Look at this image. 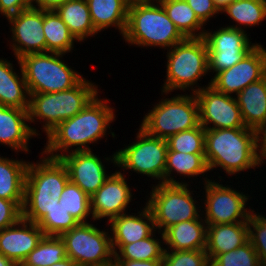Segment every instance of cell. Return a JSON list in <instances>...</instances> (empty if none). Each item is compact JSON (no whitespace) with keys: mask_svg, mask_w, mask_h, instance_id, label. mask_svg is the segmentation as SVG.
<instances>
[{"mask_svg":"<svg viewBox=\"0 0 266 266\" xmlns=\"http://www.w3.org/2000/svg\"><path fill=\"white\" fill-rule=\"evenodd\" d=\"M29 124L28 110L0 104V144L7 145L15 152H29V140L38 130Z\"/></svg>","mask_w":266,"mask_h":266,"instance_id":"cell-20","label":"cell"},{"mask_svg":"<svg viewBox=\"0 0 266 266\" xmlns=\"http://www.w3.org/2000/svg\"><path fill=\"white\" fill-rule=\"evenodd\" d=\"M193 9L198 19L205 25L210 18H215L216 14L221 13L215 6L213 0H185ZM215 15V16H214Z\"/></svg>","mask_w":266,"mask_h":266,"instance_id":"cell-43","label":"cell"},{"mask_svg":"<svg viewBox=\"0 0 266 266\" xmlns=\"http://www.w3.org/2000/svg\"><path fill=\"white\" fill-rule=\"evenodd\" d=\"M266 49L258 43L240 62L211 78V86L227 95L240 93L249 84L264 78Z\"/></svg>","mask_w":266,"mask_h":266,"instance_id":"cell-14","label":"cell"},{"mask_svg":"<svg viewBox=\"0 0 266 266\" xmlns=\"http://www.w3.org/2000/svg\"><path fill=\"white\" fill-rule=\"evenodd\" d=\"M166 57L167 70L161 89L162 95L179 89L184 92L191 89V93H196L204 88L198 86V81H201L199 79L209 72L207 43L204 37L185 38L168 49Z\"/></svg>","mask_w":266,"mask_h":266,"instance_id":"cell-5","label":"cell"},{"mask_svg":"<svg viewBox=\"0 0 266 266\" xmlns=\"http://www.w3.org/2000/svg\"><path fill=\"white\" fill-rule=\"evenodd\" d=\"M205 31L208 71L215 75L240 62L258 43H251L246 30L221 27ZM212 70V71H211Z\"/></svg>","mask_w":266,"mask_h":266,"instance_id":"cell-12","label":"cell"},{"mask_svg":"<svg viewBox=\"0 0 266 266\" xmlns=\"http://www.w3.org/2000/svg\"><path fill=\"white\" fill-rule=\"evenodd\" d=\"M52 201L51 194L24 193L22 218L37 224L49 211Z\"/></svg>","mask_w":266,"mask_h":266,"instance_id":"cell-39","label":"cell"},{"mask_svg":"<svg viewBox=\"0 0 266 266\" xmlns=\"http://www.w3.org/2000/svg\"><path fill=\"white\" fill-rule=\"evenodd\" d=\"M161 5L185 38L204 37L206 25L198 19L185 0H165Z\"/></svg>","mask_w":266,"mask_h":266,"instance_id":"cell-32","label":"cell"},{"mask_svg":"<svg viewBox=\"0 0 266 266\" xmlns=\"http://www.w3.org/2000/svg\"><path fill=\"white\" fill-rule=\"evenodd\" d=\"M128 214H121L109 221L111 244H130L156 232L152 212L146 204L137 216L136 213Z\"/></svg>","mask_w":266,"mask_h":266,"instance_id":"cell-21","label":"cell"},{"mask_svg":"<svg viewBox=\"0 0 266 266\" xmlns=\"http://www.w3.org/2000/svg\"><path fill=\"white\" fill-rule=\"evenodd\" d=\"M205 160L209 171L220 167L230 176L260 167L254 130L248 127L205 129Z\"/></svg>","mask_w":266,"mask_h":266,"instance_id":"cell-2","label":"cell"},{"mask_svg":"<svg viewBox=\"0 0 266 266\" xmlns=\"http://www.w3.org/2000/svg\"><path fill=\"white\" fill-rule=\"evenodd\" d=\"M246 127L255 130L266 123V79L246 86L235 97Z\"/></svg>","mask_w":266,"mask_h":266,"instance_id":"cell-26","label":"cell"},{"mask_svg":"<svg viewBox=\"0 0 266 266\" xmlns=\"http://www.w3.org/2000/svg\"><path fill=\"white\" fill-rule=\"evenodd\" d=\"M130 3H132V2H142V1H146V2H148V0H128Z\"/></svg>","mask_w":266,"mask_h":266,"instance_id":"cell-52","label":"cell"},{"mask_svg":"<svg viewBox=\"0 0 266 266\" xmlns=\"http://www.w3.org/2000/svg\"><path fill=\"white\" fill-rule=\"evenodd\" d=\"M190 94H176L171 98L161 99L143 117L140 127L149 135L164 140L181 131L198 127V102L195 93Z\"/></svg>","mask_w":266,"mask_h":266,"instance_id":"cell-7","label":"cell"},{"mask_svg":"<svg viewBox=\"0 0 266 266\" xmlns=\"http://www.w3.org/2000/svg\"><path fill=\"white\" fill-rule=\"evenodd\" d=\"M95 30L115 27L123 37L128 20V0H86Z\"/></svg>","mask_w":266,"mask_h":266,"instance_id":"cell-24","label":"cell"},{"mask_svg":"<svg viewBox=\"0 0 266 266\" xmlns=\"http://www.w3.org/2000/svg\"><path fill=\"white\" fill-rule=\"evenodd\" d=\"M205 199L204 211L202 214L207 224H231L247 222L254 211L248 205V194L239 192L231 186L220 184L204 177ZM249 209V210H248Z\"/></svg>","mask_w":266,"mask_h":266,"instance_id":"cell-11","label":"cell"},{"mask_svg":"<svg viewBox=\"0 0 266 266\" xmlns=\"http://www.w3.org/2000/svg\"><path fill=\"white\" fill-rule=\"evenodd\" d=\"M210 266H263V264L248 240L235 250L218 254L210 262Z\"/></svg>","mask_w":266,"mask_h":266,"instance_id":"cell-38","label":"cell"},{"mask_svg":"<svg viewBox=\"0 0 266 266\" xmlns=\"http://www.w3.org/2000/svg\"><path fill=\"white\" fill-rule=\"evenodd\" d=\"M135 142L119 149L112 156L105 158L119 170H131L164 183L167 158V141L149 135L141 127L138 129Z\"/></svg>","mask_w":266,"mask_h":266,"instance_id":"cell-9","label":"cell"},{"mask_svg":"<svg viewBox=\"0 0 266 266\" xmlns=\"http://www.w3.org/2000/svg\"><path fill=\"white\" fill-rule=\"evenodd\" d=\"M264 78L266 79V67H265V72H264Z\"/></svg>","mask_w":266,"mask_h":266,"instance_id":"cell-54","label":"cell"},{"mask_svg":"<svg viewBox=\"0 0 266 266\" xmlns=\"http://www.w3.org/2000/svg\"><path fill=\"white\" fill-rule=\"evenodd\" d=\"M98 95L79 113L62 121L46 136L47 142L45 149L42 150L43 155L60 159L72 152L91 151L89 145L107 135L110 123L114 122L116 115L114 107L111 108L108 105L109 100L98 98Z\"/></svg>","mask_w":266,"mask_h":266,"instance_id":"cell-1","label":"cell"},{"mask_svg":"<svg viewBox=\"0 0 266 266\" xmlns=\"http://www.w3.org/2000/svg\"><path fill=\"white\" fill-rule=\"evenodd\" d=\"M256 156L259 164L266 163V123L260 125L255 130Z\"/></svg>","mask_w":266,"mask_h":266,"instance_id":"cell-45","label":"cell"},{"mask_svg":"<svg viewBox=\"0 0 266 266\" xmlns=\"http://www.w3.org/2000/svg\"><path fill=\"white\" fill-rule=\"evenodd\" d=\"M50 266H80V265L70 258H64L62 261L57 262Z\"/></svg>","mask_w":266,"mask_h":266,"instance_id":"cell-49","label":"cell"},{"mask_svg":"<svg viewBox=\"0 0 266 266\" xmlns=\"http://www.w3.org/2000/svg\"><path fill=\"white\" fill-rule=\"evenodd\" d=\"M69 180L91 197L110 176L101 158L91 151L72 152L60 158ZM107 173V174H106Z\"/></svg>","mask_w":266,"mask_h":266,"instance_id":"cell-18","label":"cell"},{"mask_svg":"<svg viewBox=\"0 0 266 266\" xmlns=\"http://www.w3.org/2000/svg\"><path fill=\"white\" fill-rule=\"evenodd\" d=\"M248 240L247 222L207 224L205 252L211 262L218 254L235 250Z\"/></svg>","mask_w":266,"mask_h":266,"instance_id":"cell-22","label":"cell"},{"mask_svg":"<svg viewBox=\"0 0 266 266\" xmlns=\"http://www.w3.org/2000/svg\"><path fill=\"white\" fill-rule=\"evenodd\" d=\"M31 4H33L36 0H28Z\"/></svg>","mask_w":266,"mask_h":266,"instance_id":"cell-53","label":"cell"},{"mask_svg":"<svg viewBox=\"0 0 266 266\" xmlns=\"http://www.w3.org/2000/svg\"><path fill=\"white\" fill-rule=\"evenodd\" d=\"M0 266H17L12 260L0 253Z\"/></svg>","mask_w":266,"mask_h":266,"instance_id":"cell-50","label":"cell"},{"mask_svg":"<svg viewBox=\"0 0 266 266\" xmlns=\"http://www.w3.org/2000/svg\"><path fill=\"white\" fill-rule=\"evenodd\" d=\"M221 13L227 14L231 20L236 22L235 25L226 27L244 30L243 25L247 29V26L260 25L261 21L266 19V2L264 0H235Z\"/></svg>","mask_w":266,"mask_h":266,"instance_id":"cell-33","label":"cell"},{"mask_svg":"<svg viewBox=\"0 0 266 266\" xmlns=\"http://www.w3.org/2000/svg\"><path fill=\"white\" fill-rule=\"evenodd\" d=\"M43 236L38 224L21 218L15 225L0 230V253L20 266Z\"/></svg>","mask_w":266,"mask_h":266,"instance_id":"cell-19","label":"cell"},{"mask_svg":"<svg viewBox=\"0 0 266 266\" xmlns=\"http://www.w3.org/2000/svg\"><path fill=\"white\" fill-rule=\"evenodd\" d=\"M55 11L78 42L98 34L92 24L86 0H68Z\"/></svg>","mask_w":266,"mask_h":266,"instance_id":"cell-28","label":"cell"},{"mask_svg":"<svg viewBox=\"0 0 266 266\" xmlns=\"http://www.w3.org/2000/svg\"><path fill=\"white\" fill-rule=\"evenodd\" d=\"M124 173L116 170L105 180L104 184L90 197L92 220L112 218L127 213L133 195ZM127 207V208H126ZM126 211V212H125Z\"/></svg>","mask_w":266,"mask_h":266,"instance_id":"cell-16","label":"cell"},{"mask_svg":"<svg viewBox=\"0 0 266 266\" xmlns=\"http://www.w3.org/2000/svg\"><path fill=\"white\" fill-rule=\"evenodd\" d=\"M188 187L189 184L153 185L146 205L152 212L158 233L183 221L203 219L201 206L198 207L197 200L193 199L194 191Z\"/></svg>","mask_w":266,"mask_h":266,"instance_id":"cell-8","label":"cell"},{"mask_svg":"<svg viewBox=\"0 0 266 266\" xmlns=\"http://www.w3.org/2000/svg\"><path fill=\"white\" fill-rule=\"evenodd\" d=\"M59 203L69 212L79 223H87L90 211V197L76 184L70 180L65 185L59 198Z\"/></svg>","mask_w":266,"mask_h":266,"instance_id":"cell-36","label":"cell"},{"mask_svg":"<svg viewBox=\"0 0 266 266\" xmlns=\"http://www.w3.org/2000/svg\"><path fill=\"white\" fill-rule=\"evenodd\" d=\"M235 0H213L217 9L221 12L225 9L229 4H232Z\"/></svg>","mask_w":266,"mask_h":266,"instance_id":"cell-48","label":"cell"},{"mask_svg":"<svg viewBox=\"0 0 266 266\" xmlns=\"http://www.w3.org/2000/svg\"><path fill=\"white\" fill-rule=\"evenodd\" d=\"M40 159V162H29L24 193H46L59 200L69 181L67 167L60 159L46 157L42 152Z\"/></svg>","mask_w":266,"mask_h":266,"instance_id":"cell-17","label":"cell"},{"mask_svg":"<svg viewBox=\"0 0 266 266\" xmlns=\"http://www.w3.org/2000/svg\"><path fill=\"white\" fill-rule=\"evenodd\" d=\"M162 1H165V0H148V2L150 3H161Z\"/></svg>","mask_w":266,"mask_h":266,"instance_id":"cell-51","label":"cell"},{"mask_svg":"<svg viewBox=\"0 0 266 266\" xmlns=\"http://www.w3.org/2000/svg\"><path fill=\"white\" fill-rule=\"evenodd\" d=\"M209 171L205 154H191L175 151H167L166 167L164 173V184H187V182L177 181L173 172L186 177H198L205 175Z\"/></svg>","mask_w":266,"mask_h":266,"instance_id":"cell-29","label":"cell"},{"mask_svg":"<svg viewBox=\"0 0 266 266\" xmlns=\"http://www.w3.org/2000/svg\"><path fill=\"white\" fill-rule=\"evenodd\" d=\"M43 31L46 52L67 54L74 50V41L78 42L55 10H43Z\"/></svg>","mask_w":266,"mask_h":266,"instance_id":"cell-30","label":"cell"},{"mask_svg":"<svg viewBox=\"0 0 266 266\" xmlns=\"http://www.w3.org/2000/svg\"><path fill=\"white\" fill-rule=\"evenodd\" d=\"M67 258L60 236H43L20 266H50Z\"/></svg>","mask_w":266,"mask_h":266,"instance_id":"cell-34","label":"cell"},{"mask_svg":"<svg viewBox=\"0 0 266 266\" xmlns=\"http://www.w3.org/2000/svg\"><path fill=\"white\" fill-rule=\"evenodd\" d=\"M32 7L28 0H0V14L6 18Z\"/></svg>","mask_w":266,"mask_h":266,"instance_id":"cell-44","label":"cell"},{"mask_svg":"<svg viewBox=\"0 0 266 266\" xmlns=\"http://www.w3.org/2000/svg\"><path fill=\"white\" fill-rule=\"evenodd\" d=\"M37 224L44 236H60L79 222L65 210L59 200L54 199L47 214Z\"/></svg>","mask_w":266,"mask_h":266,"instance_id":"cell-35","label":"cell"},{"mask_svg":"<svg viewBox=\"0 0 266 266\" xmlns=\"http://www.w3.org/2000/svg\"><path fill=\"white\" fill-rule=\"evenodd\" d=\"M165 250H205L207 223L204 219L183 221L163 232Z\"/></svg>","mask_w":266,"mask_h":266,"instance_id":"cell-23","label":"cell"},{"mask_svg":"<svg viewBox=\"0 0 266 266\" xmlns=\"http://www.w3.org/2000/svg\"><path fill=\"white\" fill-rule=\"evenodd\" d=\"M125 42L142 47L171 49L185 37L168 17L161 3L132 2L128 7Z\"/></svg>","mask_w":266,"mask_h":266,"instance_id":"cell-3","label":"cell"},{"mask_svg":"<svg viewBox=\"0 0 266 266\" xmlns=\"http://www.w3.org/2000/svg\"><path fill=\"white\" fill-rule=\"evenodd\" d=\"M12 31L10 48L16 59L24 55L46 52L43 31V10L27 8L7 18Z\"/></svg>","mask_w":266,"mask_h":266,"instance_id":"cell-15","label":"cell"},{"mask_svg":"<svg viewBox=\"0 0 266 266\" xmlns=\"http://www.w3.org/2000/svg\"><path fill=\"white\" fill-rule=\"evenodd\" d=\"M160 234L162 240L156 238L154 232L151 236L130 244H112L114 260H162L165 247L163 233Z\"/></svg>","mask_w":266,"mask_h":266,"instance_id":"cell-31","label":"cell"},{"mask_svg":"<svg viewBox=\"0 0 266 266\" xmlns=\"http://www.w3.org/2000/svg\"><path fill=\"white\" fill-rule=\"evenodd\" d=\"M162 266H210L205 250H165Z\"/></svg>","mask_w":266,"mask_h":266,"instance_id":"cell-40","label":"cell"},{"mask_svg":"<svg viewBox=\"0 0 266 266\" xmlns=\"http://www.w3.org/2000/svg\"><path fill=\"white\" fill-rule=\"evenodd\" d=\"M253 211L249 217L248 239L255 249L261 263L266 266V217ZM263 215V216H262Z\"/></svg>","mask_w":266,"mask_h":266,"instance_id":"cell-41","label":"cell"},{"mask_svg":"<svg viewBox=\"0 0 266 266\" xmlns=\"http://www.w3.org/2000/svg\"><path fill=\"white\" fill-rule=\"evenodd\" d=\"M66 54L43 52L24 55L17 60L29 94L55 93L74 87L82 78L79 72L61 60Z\"/></svg>","mask_w":266,"mask_h":266,"instance_id":"cell-6","label":"cell"},{"mask_svg":"<svg viewBox=\"0 0 266 266\" xmlns=\"http://www.w3.org/2000/svg\"><path fill=\"white\" fill-rule=\"evenodd\" d=\"M66 248L67 258L80 266H106L114 264L111 235L95 224L79 223L60 235Z\"/></svg>","mask_w":266,"mask_h":266,"instance_id":"cell-10","label":"cell"},{"mask_svg":"<svg viewBox=\"0 0 266 266\" xmlns=\"http://www.w3.org/2000/svg\"><path fill=\"white\" fill-rule=\"evenodd\" d=\"M115 266H162V260H114Z\"/></svg>","mask_w":266,"mask_h":266,"instance_id":"cell-46","label":"cell"},{"mask_svg":"<svg viewBox=\"0 0 266 266\" xmlns=\"http://www.w3.org/2000/svg\"><path fill=\"white\" fill-rule=\"evenodd\" d=\"M19 68L21 75L14 71L13 64L9 60L0 58V104L29 110L30 95L21 65Z\"/></svg>","mask_w":266,"mask_h":266,"instance_id":"cell-25","label":"cell"},{"mask_svg":"<svg viewBox=\"0 0 266 266\" xmlns=\"http://www.w3.org/2000/svg\"><path fill=\"white\" fill-rule=\"evenodd\" d=\"M12 159L0 156V198L14 201L22 209L29 162Z\"/></svg>","mask_w":266,"mask_h":266,"instance_id":"cell-27","label":"cell"},{"mask_svg":"<svg viewBox=\"0 0 266 266\" xmlns=\"http://www.w3.org/2000/svg\"><path fill=\"white\" fill-rule=\"evenodd\" d=\"M98 90L96 84L82 78L74 87L67 90L29 94V123L38 120L43 122V131L47 136L62 121L79 113L100 93Z\"/></svg>","mask_w":266,"mask_h":266,"instance_id":"cell-4","label":"cell"},{"mask_svg":"<svg viewBox=\"0 0 266 266\" xmlns=\"http://www.w3.org/2000/svg\"><path fill=\"white\" fill-rule=\"evenodd\" d=\"M66 1L68 0H36L32 4V7L41 10L51 11V10H56L60 5H62Z\"/></svg>","mask_w":266,"mask_h":266,"instance_id":"cell-47","label":"cell"},{"mask_svg":"<svg viewBox=\"0 0 266 266\" xmlns=\"http://www.w3.org/2000/svg\"><path fill=\"white\" fill-rule=\"evenodd\" d=\"M168 151L205 154V129L203 126L181 131L167 140Z\"/></svg>","mask_w":266,"mask_h":266,"instance_id":"cell-37","label":"cell"},{"mask_svg":"<svg viewBox=\"0 0 266 266\" xmlns=\"http://www.w3.org/2000/svg\"><path fill=\"white\" fill-rule=\"evenodd\" d=\"M205 87L195 93L199 107V121L204 129L246 127L235 96L217 91L211 86V80Z\"/></svg>","mask_w":266,"mask_h":266,"instance_id":"cell-13","label":"cell"},{"mask_svg":"<svg viewBox=\"0 0 266 266\" xmlns=\"http://www.w3.org/2000/svg\"><path fill=\"white\" fill-rule=\"evenodd\" d=\"M22 218V209L14 202L0 198V230L15 225Z\"/></svg>","mask_w":266,"mask_h":266,"instance_id":"cell-42","label":"cell"}]
</instances>
